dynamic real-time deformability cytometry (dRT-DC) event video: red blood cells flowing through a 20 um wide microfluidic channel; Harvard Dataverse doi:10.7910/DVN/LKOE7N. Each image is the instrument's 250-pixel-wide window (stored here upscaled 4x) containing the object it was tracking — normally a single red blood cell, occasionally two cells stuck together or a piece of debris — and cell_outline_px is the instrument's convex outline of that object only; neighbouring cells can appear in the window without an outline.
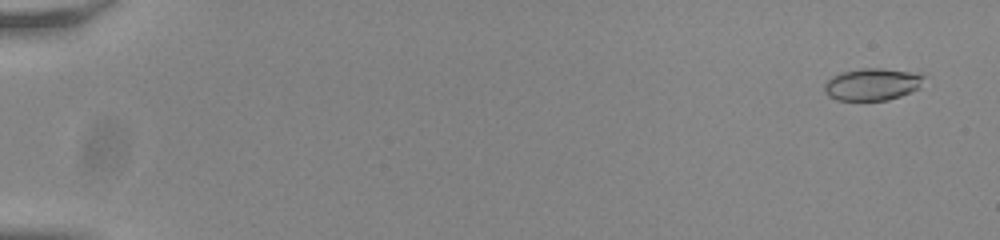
{"species": "common noctule bat (a hibernating species)", "species_latin": "Nyctalus noctula", "temperature_condition": "room temperature", "stored_images_in_passage": 56, "camera_frame_rate_fps": 3000, "um_per_image_px": 0.085, "animal": {"sex": "male", "body_mass_g": 20.0, "forearm_length_mm": 53.3}, "frame": {"image": 1, "passage_image": 3, "time_ms": 0.667, "image_size_px": [1000, 240], "cell_outline_px": [[924, 76], [920, 88], [900, 96], [888, 100], [836, 100], [828, 96], [824, 92], [824, 84], [832, 76], [840, 72], [860, 68], [880, 68], [912, 72]], "centroid_in_image_um": [74.1, 7.17], "position_along_channel_um": 10.9, "area_um2": 18.67}}
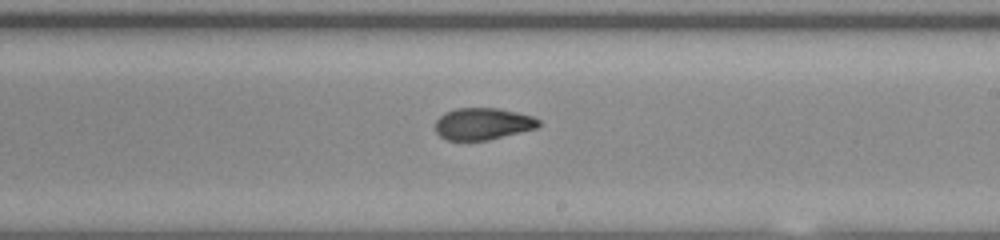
{"frame": {"image": 2, "passage_image": 35, "time_ms": 11.333, "image_size_px": [1000, 240], "cell_outline_px": [[540, 124], [536, 128], [488, 140], [448, 140], [440, 136], [436, 132], [436, 120], [444, 112], [456, 108], [496, 108], [516, 112], [532, 116], [540, 120]], "centroid_in_image_um": [41.02, 10.52], "position_along_channel_um": 248.0, "area_um2": 19.07}}
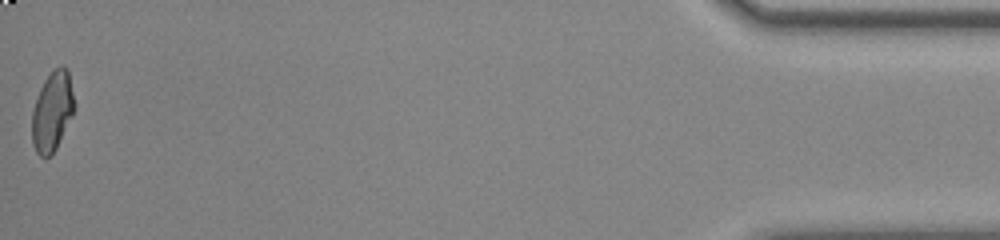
{"frame": {"image": 3, "passage_image": 56, "time_ms": 18.333, "image_size_px": [1000, 240], "cell_outline_px": [[72, 116], [56, 148], [48, 156], [40, 156], [36, 152], [32, 144], [32, 112], [40, 88], [44, 80], [60, 64], [64, 64], [68, 68], [72, 92]], "centroid_in_image_um": [4.42, 9.45], "position_along_channel_um": 430.8, "area_um2": 19.19}, "authors_computed_cell_mechanics": {"area_um2": 19.363, "velocity_mm_per_s": 3.8248, "shape_relaxation_time_tau1_ms": null, "shape_relaxation_time_tau2_ms": 1.4622, "deformation_change_tau1": null, "deformation_change_tau2": 0.0715}}